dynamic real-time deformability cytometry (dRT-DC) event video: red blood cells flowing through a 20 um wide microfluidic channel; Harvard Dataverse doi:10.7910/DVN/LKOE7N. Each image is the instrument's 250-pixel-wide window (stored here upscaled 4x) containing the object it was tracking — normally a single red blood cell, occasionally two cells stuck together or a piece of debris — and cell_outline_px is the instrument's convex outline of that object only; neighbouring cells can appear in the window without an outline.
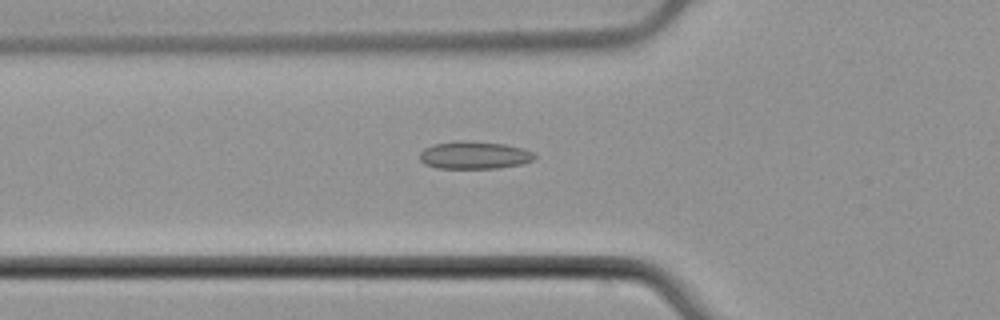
{"species": "common noctule bat (a hibernating species)", "species_latin": "Nyctalus noctula", "temperature_condition": "cold", "stored_images_in_passage": 53, "camera_frame_rate_fps": 3000, "um_per_image_px": 0.085, "animal": {"sex": "male", "body_mass_g": 21.5, "forearm_length_mm": 52.0}, "frame": {"image": 1, "passage_image": 19, "time_ms": 6.0, "image_size_px": [1000, 320], "cell_outline_px": [[536, 156], [532, 160], [520, 164], [496, 168], [436, 168], [424, 164], [420, 160], [420, 152], [424, 148], [432, 144], [504, 144], [520, 148], [532, 152]], "centroid_in_image_um": [40.29, 13.25], "position_along_channel_um": 85.5, "area_um2": 17.28}}
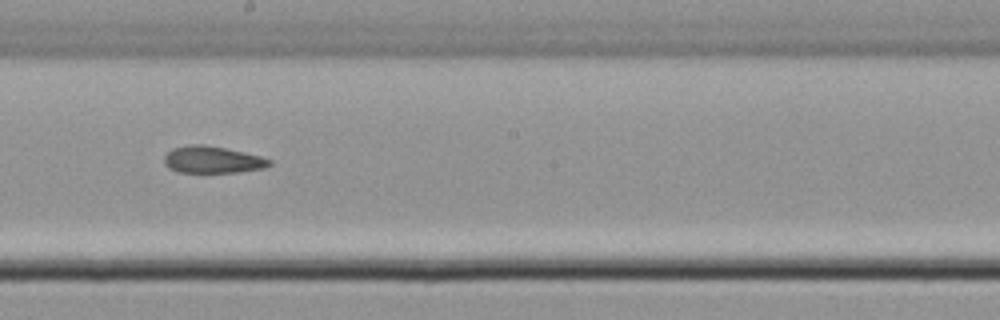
{"frame": {"image": 2, "passage_image": 30, "time_ms": 9.667, "image_size_px": [1000, 320], "cell_outline_px": [[272, 164], [264, 168], [240, 172], [176, 172], [168, 168], [164, 164], [164, 156], [172, 148], [188, 144], [204, 144], [224, 148], [260, 156], [272, 160]], "centroid_in_image_um": [18.03, 13.57], "position_along_channel_um": 230.2, "area_um2": 16.59}}
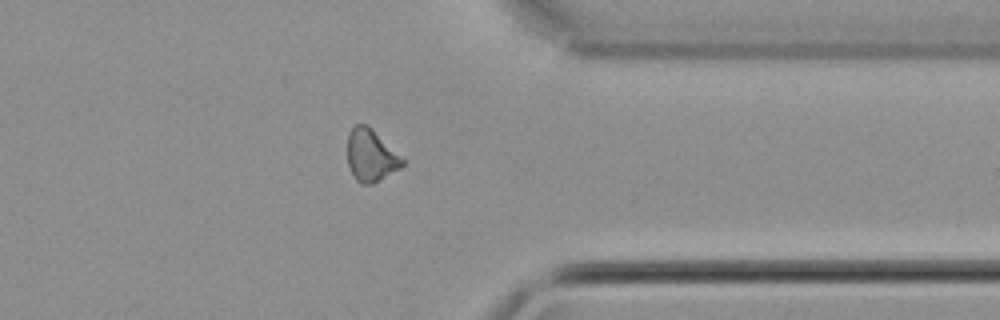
{"frame": {"image": 3, "passage_image": 42, "time_ms": 13.667, "image_size_px": [1000, 320], "cell_outline_px": [[404, 164], [400, 168], [380, 180], [372, 184], [360, 184], [352, 176], [348, 164], [348, 132], [356, 124], [368, 124], [404, 160]], "centroid_in_image_um": [31.5, 13.22], "position_along_channel_um": 379.9, "area_um2": 16.65}, "authors_computed_cell_mechanics": {"area_um2": 17.4556, "velocity_mm_per_s": 3.9381, "shape_relaxation_time_tau1_ms": null, "shape_relaxation_time_tau2_ms": 5.2016, "deformation_change_tau1": null, "deformation_change_tau2": 0.1398}}